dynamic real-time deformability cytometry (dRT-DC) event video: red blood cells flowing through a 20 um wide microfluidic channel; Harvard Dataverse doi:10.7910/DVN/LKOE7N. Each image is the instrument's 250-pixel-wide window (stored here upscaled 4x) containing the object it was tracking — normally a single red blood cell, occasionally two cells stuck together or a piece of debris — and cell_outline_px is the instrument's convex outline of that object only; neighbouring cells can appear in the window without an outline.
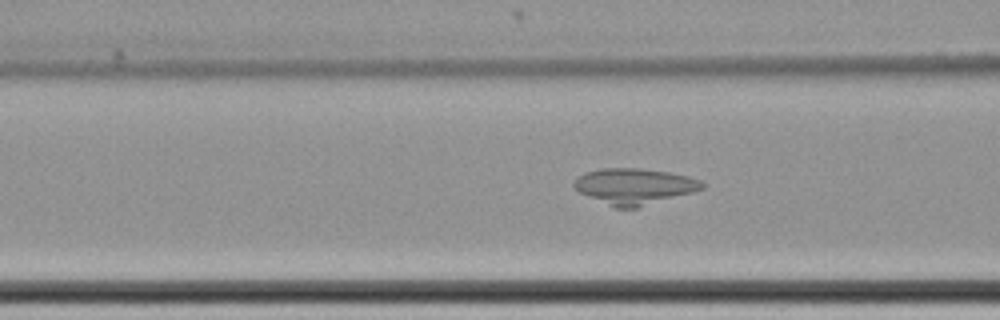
{"species": "common noctule bat (a hibernating species)", "species_latin": "Nyctalus noctula", "temperature_condition": "cold", "stored_images_in_passage": 52, "camera_frame_rate_fps": 3000, "um_per_image_px": 0.085, "animal": {"sex": "female", "body_mass_g": 22.7, "forearm_length_mm": 54.2}, "frame": {"image": 1, "passage_image": 18, "time_ms": 5.667, "image_size_px": [1000, 320], "cell_outline_px": [[704, 188], [692, 192], [636, 208], [616, 208], [580, 192], [572, 184], [576, 176], [584, 172], [600, 168], [640, 168], [668, 172], [688, 176], [700, 180], [704, 184]], "centroid_in_image_um": [53.89, 15.82], "position_along_channel_um": 112.7, "area_um2": 26.65}}
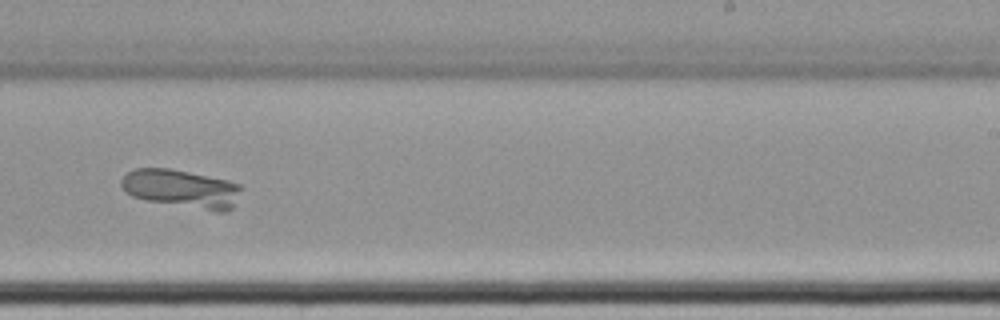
{"frame": {"image": 2, "passage_image": 32, "time_ms": 10.333, "image_size_px": [1000, 320], "cell_outline_px": [[244, 188], [232, 208], [228, 212], [216, 212], [148, 200], [132, 196], [124, 192], [120, 184], [120, 180], [128, 172], [136, 168], [168, 168], [228, 180], [240, 184]], "centroid_in_image_um": [15.46, 16.04], "position_along_channel_um": 273.5, "area_um2": 26.93}}
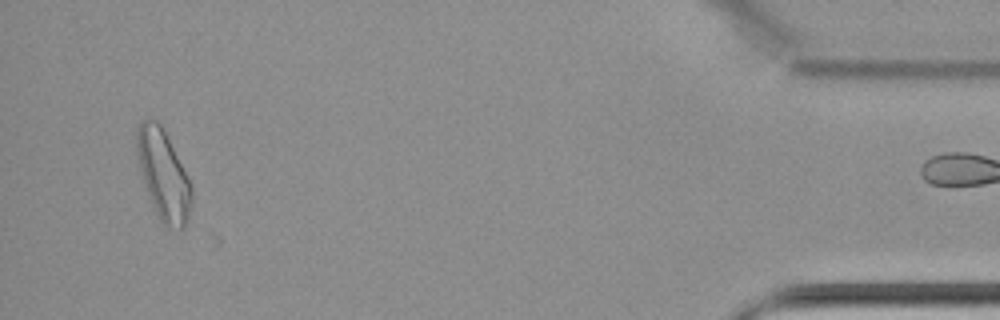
{"frame": {"image": 3, "passage_image": 51, "time_ms": 16.667, "image_size_px": [1000, 320], "cell_outline_px": [[192, 200], [188, 216], [184, 228], [168, 228], [160, 220], [156, 212], [144, 184], [136, 152], [136, 128], [140, 120], [148, 116], [152, 116], [160, 124], [192, 184]], "centroid_in_image_um": [13.86, 14.81], "position_along_channel_um": 421.3, "area_um2": 28.55}}